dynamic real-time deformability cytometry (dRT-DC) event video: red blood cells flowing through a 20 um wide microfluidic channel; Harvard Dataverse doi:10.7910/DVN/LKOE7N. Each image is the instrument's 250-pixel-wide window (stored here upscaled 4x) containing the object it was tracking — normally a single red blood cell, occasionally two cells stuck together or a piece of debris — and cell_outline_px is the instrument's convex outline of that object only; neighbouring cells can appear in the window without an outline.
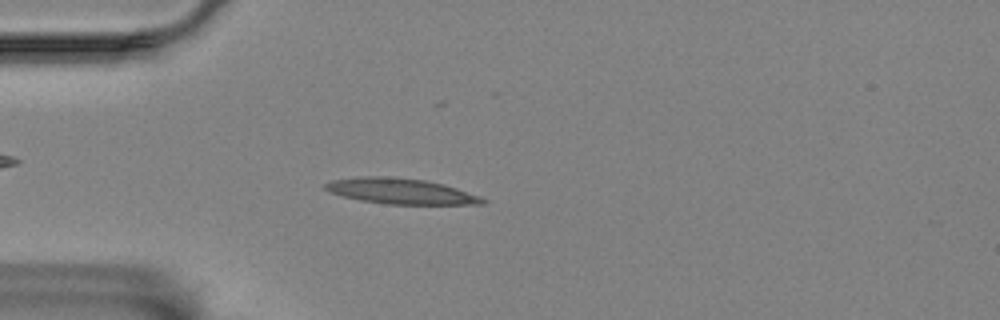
{"species": "Egyptian fruit bat (a non-hibernating species)", "species_latin": "Rousettus aegyptiacus", "temperature_condition": "room temperature", "stored_images_in_passage": 55, "camera_frame_rate_fps": 3000, "um_per_image_px": 0.085, "animal": {"sex": "female"}, "frame": {"image": 1, "passage_image": 14, "time_ms": 4.333, "image_size_px": [1000, 320], "cell_outline_px": [[488, 200], [484, 204], [384, 204], [360, 200], [344, 196], [332, 192], [324, 188], [324, 184], [332, 180], [364, 176], [376, 176], [424, 180], [444, 184], [480, 196]], "centroid_in_image_um": [34.09, 16.26], "position_along_channel_um": 50.9, "area_um2": 23.12}}
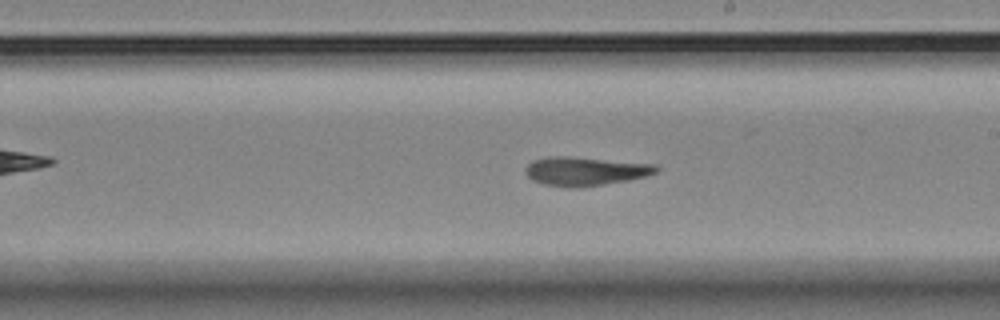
{"frame": {"image": 2, "passage_image": 31, "time_ms": 10.0, "image_size_px": [1000, 320], "cell_outline_px": [[660, 168], [656, 172], [648, 176], [628, 180], [604, 184], [576, 188], [568, 188], [544, 184], [532, 180], [524, 172], [524, 168], [532, 160], [548, 156], [568, 156], [656, 164]], "centroid_in_image_um": [49.72, 14.55], "position_along_channel_um": 239.3, "area_um2": 22.14}}
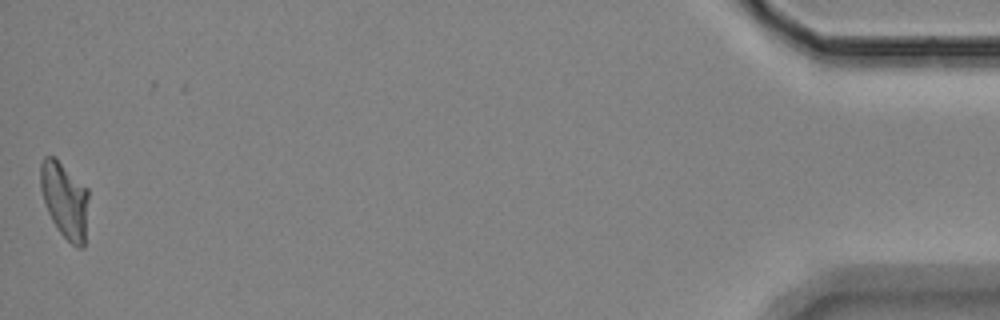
{"frame": {"image": 3, "passage_image": 55, "time_ms": 18.0, "image_size_px": [1000, 320], "cell_outline_px": [[88, 196], [84, 248], [76, 248], [60, 232], [52, 220], [48, 212], [40, 188], [40, 164], [44, 156], [56, 156], [88, 188]], "centroid_in_image_um": [5.5, 16.95], "position_along_channel_um": 429.7, "area_um2": 21.44}, "authors_computed_cell_mechanics": {"area_um2": 21.5594, "velocity_mm_per_s": 3.5002, "shape_relaxation_time_tau1_ms": 7.4, "shape_relaxation_time_tau2_ms": null, "deformation_change_tau1": 0.2124, "deformation_change_tau2": null}}